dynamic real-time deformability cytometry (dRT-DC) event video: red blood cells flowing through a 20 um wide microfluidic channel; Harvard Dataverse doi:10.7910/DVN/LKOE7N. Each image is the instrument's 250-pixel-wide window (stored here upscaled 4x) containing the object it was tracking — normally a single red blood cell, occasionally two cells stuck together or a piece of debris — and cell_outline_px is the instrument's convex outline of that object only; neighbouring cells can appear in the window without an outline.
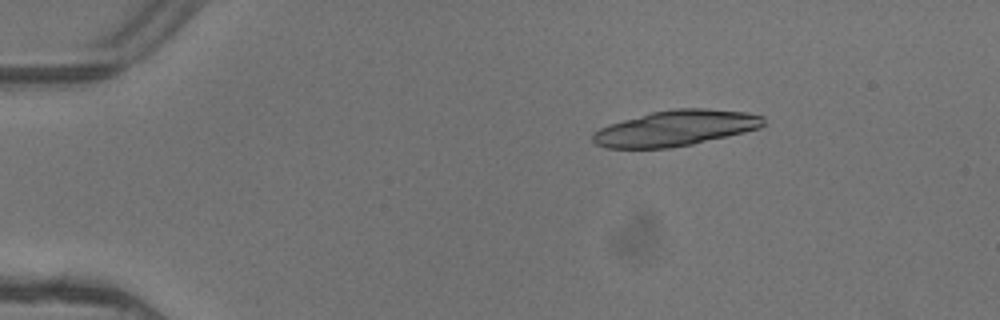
{"species": "common noctule bat (a hibernating species)", "species_latin": "Nyctalus noctula", "temperature_condition": "warm", "stored_images_in_passage": 4, "camera_frame_rate_fps": 3000, "um_per_image_px": 0.085, "animal": {"sex": "female"}, "frame": {"image": 1, "passage_image": 1, "time_ms": 0.0, "image_size_px": [1000, 320], "cell_outline_px": [[764, 124], [760, 128], [728, 136], [692, 144], [668, 148], [604, 148], [596, 144], [592, 140], [592, 132], [608, 124], [652, 112], [676, 108], [704, 108], [748, 112], [764, 116]], "centroid_in_image_um": [57.42, 10.89], "position_along_channel_um": 27.6, "area_um2": 35.49}}